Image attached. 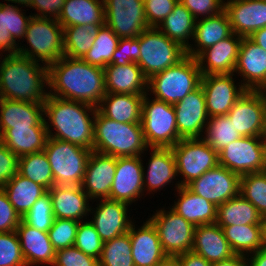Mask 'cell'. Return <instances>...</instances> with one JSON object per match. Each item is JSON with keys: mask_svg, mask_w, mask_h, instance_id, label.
Returning <instances> with one entry per match:
<instances>
[{"mask_svg": "<svg viewBox=\"0 0 266 266\" xmlns=\"http://www.w3.org/2000/svg\"><path fill=\"white\" fill-rule=\"evenodd\" d=\"M240 180V175L218 164L186 187L218 207L240 194Z\"/></svg>", "mask_w": 266, "mask_h": 266, "instance_id": "15", "label": "cell"}, {"mask_svg": "<svg viewBox=\"0 0 266 266\" xmlns=\"http://www.w3.org/2000/svg\"><path fill=\"white\" fill-rule=\"evenodd\" d=\"M48 138L46 126L7 129L0 141L17 157L44 150Z\"/></svg>", "mask_w": 266, "mask_h": 266, "instance_id": "35", "label": "cell"}, {"mask_svg": "<svg viewBox=\"0 0 266 266\" xmlns=\"http://www.w3.org/2000/svg\"><path fill=\"white\" fill-rule=\"evenodd\" d=\"M243 76L246 90L261 91L266 86V51L249 37H242L234 73Z\"/></svg>", "mask_w": 266, "mask_h": 266, "instance_id": "21", "label": "cell"}, {"mask_svg": "<svg viewBox=\"0 0 266 266\" xmlns=\"http://www.w3.org/2000/svg\"><path fill=\"white\" fill-rule=\"evenodd\" d=\"M177 256L180 259L181 266H212V263L193 251H188Z\"/></svg>", "mask_w": 266, "mask_h": 266, "instance_id": "59", "label": "cell"}, {"mask_svg": "<svg viewBox=\"0 0 266 266\" xmlns=\"http://www.w3.org/2000/svg\"><path fill=\"white\" fill-rule=\"evenodd\" d=\"M240 195L266 217V170L241 176Z\"/></svg>", "mask_w": 266, "mask_h": 266, "instance_id": "45", "label": "cell"}, {"mask_svg": "<svg viewBox=\"0 0 266 266\" xmlns=\"http://www.w3.org/2000/svg\"><path fill=\"white\" fill-rule=\"evenodd\" d=\"M219 165L242 176L266 170V137H241L218 153Z\"/></svg>", "mask_w": 266, "mask_h": 266, "instance_id": "11", "label": "cell"}, {"mask_svg": "<svg viewBox=\"0 0 266 266\" xmlns=\"http://www.w3.org/2000/svg\"><path fill=\"white\" fill-rule=\"evenodd\" d=\"M116 172V157L91 151L81 188L92 199H109Z\"/></svg>", "mask_w": 266, "mask_h": 266, "instance_id": "19", "label": "cell"}, {"mask_svg": "<svg viewBox=\"0 0 266 266\" xmlns=\"http://www.w3.org/2000/svg\"><path fill=\"white\" fill-rule=\"evenodd\" d=\"M24 38L27 39L31 50L19 46L17 54L21 56L45 62L46 66L64 56L63 27L57 19L32 16Z\"/></svg>", "mask_w": 266, "mask_h": 266, "instance_id": "6", "label": "cell"}, {"mask_svg": "<svg viewBox=\"0 0 266 266\" xmlns=\"http://www.w3.org/2000/svg\"><path fill=\"white\" fill-rule=\"evenodd\" d=\"M140 57L139 36L137 38H120L118 46L113 53L112 65H126L137 63Z\"/></svg>", "mask_w": 266, "mask_h": 266, "instance_id": "53", "label": "cell"}, {"mask_svg": "<svg viewBox=\"0 0 266 266\" xmlns=\"http://www.w3.org/2000/svg\"><path fill=\"white\" fill-rule=\"evenodd\" d=\"M66 0H31L30 8L37 9L39 14L32 15L38 18H53L58 19ZM52 16H48V15Z\"/></svg>", "mask_w": 266, "mask_h": 266, "instance_id": "57", "label": "cell"}, {"mask_svg": "<svg viewBox=\"0 0 266 266\" xmlns=\"http://www.w3.org/2000/svg\"><path fill=\"white\" fill-rule=\"evenodd\" d=\"M53 266H99V261L72 246L56 251Z\"/></svg>", "mask_w": 266, "mask_h": 266, "instance_id": "51", "label": "cell"}, {"mask_svg": "<svg viewBox=\"0 0 266 266\" xmlns=\"http://www.w3.org/2000/svg\"><path fill=\"white\" fill-rule=\"evenodd\" d=\"M129 204L110 199H101L94 210V217L89 221L103 242L125 234L129 231L131 220H128L127 209Z\"/></svg>", "mask_w": 266, "mask_h": 266, "instance_id": "23", "label": "cell"}, {"mask_svg": "<svg viewBox=\"0 0 266 266\" xmlns=\"http://www.w3.org/2000/svg\"><path fill=\"white\" fill-rule=\"evenodd\" d=\"M131 224L128 231L134 266H157L167 254L159 240L158 232L148 219L141 228L135 230Z\"/></svg>", "mask_w": 266, "mask_h": 266, "instance_id": "24", "label": "cell"}, {"mask_svg": "<svg viewBox=\"0 0 266 266\" xmlns=\"http://www.w3.org/2000/svg\"><path fill=\"white\" fill-rule=\"evenodd\" d=\"M192 251L215 263L234 256L223 229L216 223L196 226Z\"/></svg>", "mask_w": 266, "mask_h": 266, "instance_id": "29", "label": "cell"}, {"mask_svg": "<svg viewBox=\"0 0 266 266\" xmlns=\"http://www.w3.org/2000/svg\"><path fill=\"white\" fill-rule=\"evenodd\" d=\"M247 260L248 258L245 255L235 254L229 259L212 263V266H250V262Z\"/></svg>", "mask_w": 266, "mask_h": 266, "instance_id": "60", "label": "cell"}, {"mask_svg": "<svg viewBox=\"0 0 266 266\" xmlns=\"http://www.w3.org/2000/svg\"><path fill=\"white\" fill-rule=\"evenodd\" d=\"M201 77L197 59L186 56L175 66L153 75L148 89L155 99L174 105L200 86Z\"/></svg>", "mask_w": 266, "mask_h": 266, "instance_id": "5", "label": "cell"}, {"mask_svg": "<svg viewBox=\"0 0 266 266\" xmlns=\"http://www.w3.org/2000/svg\"><path fill=\"white\" fill-rule=\"evenodd\" d=\"M57 20L63 28L88 24L104 25V0H66Z\"/></svg>", "mask_w": 266, "mask_h": 266, "instance_id": "33", "label": "cell"}, {"mask_svg": "<svg viewBox=\"0 0 266 266\" xmlns=\"http://www.w3.org/2000/svg\"><path fill=\"white\" fill-rule=\"evenodd\" d=\"M106 93L145 95L149 79L135 62L104 68ZM146 87V88H145Z\"/></svg>", "mask_w": 266, "mask_h": 266, "instance_id": "26", "label": "cell"}, {"mask_svg": "<svg viewBox=\"0 0 266 266\" xmlns=\"http://www.w3.org/2000/svg\"><path fill=\"white\" fill-rule=\"evenodd\" d=\"M179 136L182 139L201 138L209 116L201 85L174 105ZM201 136V137H200Z\"/></svg>", "mask_w": 266, "mask_h": 266, "instance_id": "18", "label": "cell"}, {"mask_svg": "<svg viewBox=\"0 0 266 266\" xmlns=\"http://www.w3.org/2000/svg\"><path fill=\"white\" fill-rule=\"evenodd\" d=\"M231 30L241 37H250L266 27V0H227L224 2Z\"/></svg>", "mask_w": 266, "mask_h": 266, "instance_id": "20", "label": "cell"}, {"mask_svg": "<svg viewBox=\"0 0 266 266\" xmlns=\"http://www.w3.org/2000/svg\"><path fill=\"white\" fill-rule=\"evenodd\" d=\"M241 40V36L232 33L229 37L203 50L196 57L202 76L233 74ZM205 62L207 65H204Z\"/></svg>", "mask_w": 266, "mask_h": 266, "instance_id": "22", "label": "cell"}, {"mask_svg": "<svg viewBox=\"0 0 266 266\" xmlns=\"http://www.w3.org/2000/svg\"><path fill=\"white\" fill-rule=\"evenodd\" d=\"M177 191L179 192L180 198L170 209L192 223L195 227L216 223V205L194 194L186 186L179 187Z\"/></svg>", "mask_w": 266, "mask_h": 266, "instance_id": "32", "label": "cell"}, {"mask_svg": "<svg viewBox=\"0 0 266 266\" xmlns=\"http://www.w3.org/2000/svg\"><path fill=\"white\" fill-rule=\"evenodd\" d=\"M2 188L21 218H23L31 209L32 205L47 192L43 186L34 183L19 173L10 179Z\"/></svg>", "mask_w": 266, "mask_h": 266, "instance_id": "37", "label": "cell"}, {"mask_svg": "<svg viewBox=\"0 0 266 266\" xmlns=\"http://www.w3.org/2000/svg\"><path fill=\"white\" fill-rule=\"evenodd\" d=\"M227 116L242 137H266V101L261 91L247 90Z\"/></svg>", "mask_w": 266, "mask_h": 266, "instance_id": "13", "label": "cell"}, {"mask_svg": "<svg viewBox=\"0 0 266 266\" xmlns=\"http://www.w3.org/2000/svg\"><path fill=\"white\" fill-rule=\"evenodd\" d=\"M263 246L266 249V217L262 218Z\"/></svg>", "mask_w": 266, "mask_h": 266, "instance_id": "64", "label": "cell"}, {"mask_svg": "<svg viewBox=\"0 0 266 266\" xmlns=\"http://www.w3.org/2000/svg\"><path fill=\"white\" fill-rule=\"evenodd\" d=\"M18 173V157L0 141V187Z\"/></svg>", "mask_w": 266, "mask_h": 266, "instance_id": "56", "label": "cell"}, {"mask_svg": "<svg viewBox=\"0 0 266 266\" xmlns=\"http://www.w3.org/2000/svg\"><path fill=\"white\" fill-rule=\"evenodd\" d=\"M197 20L199 15H204V18L218 15L224 11L223 0H179ZM208 15V16H207Z\"/></svg>", "mask_w": 266, "mask_h": 266, "instance_id": "55", "label": "cell"}, {"mask_svg": "<svg viewBox=\"0 0 266 266\" xmlns=\"http://www.w3.org/2000/svg\"><path fill=\"white\" fill-rule=\"evenodd\" d=\"M167 255L177 256L192 251L195 226L172 209H161L149 218Z\"/></svg>", "mask_w": 266, "mask_h": 266, "instance_id": "12", "label": "cell"}, {"mask_svg": "<svg viewBox=\"0 0 266 266\" xmlns=\"http://www.w3.org/2000/svg\"><path fill=\"white\" fill-rule=\"evenodd\" d=\"M157 266H181L178 256L167 255Z\"/></svg>", "mask_w": 266, "mask_h": 266, "instance_id": "63", "label": "cell"}, {"mask_svg": "<svg viewBox=\"0 0 266 266\" xmlns=\"http://www.w3.org/2000/svg\"><path fill=\"white\" fill-rule=\"evenodd\" d=\"M54 219L52 200L48 191L32 205L22 218L27 225L47 233L53 225Z\"/></svg>", "mask_w": 266, "mask_h": 266, "instance_id": "46", "label": "cell"}, {"mask_svg": "<svg viewBox=\"0 0 266 266\" xmlns=\"http://www.w3.org/2000/svg\"><path fill=\"white\" fill-rule=\"evenodd\" d=\"M0 266H27L16 231L0 233Z\"/></svg>", "mask_w": 266, "mask_h": 266, "instance_id": "49", "label": "cell"}, {"mask_svg": "<svg viewBox=\"0 0 266 266\" xmlns=\"http://www.w3.org/2000/svg\"><path fill=\"white\" fill-rule=\"evenodd\" d=\"M208 120L205 128L206 136L202 139L218 153L242 137L227 115L213 116Z\"/></svg>", "mask_w": 266, "mask_h": 266, "instance_id": "43", "label": "cell"}, {"mask_svg": "<svg viewBox=\"0 0 266 266\" xmlns=\"http://www.w3.org/2000/svg\"><path fill=\"white\" fill-rule=\"evenodd\" d=\"M79 221L55 218L48 231L54 249L60 250L72 247L76 240V231Z\"/></svg>", "mask_w": 266, "mask_h": 266, "instance_id": "48", "label": "cell"}, {"mask_svg": "<svg viewBox=\"0 0 266 266\" xmlns=\"http://www.w3.org/2000/svg\"><path fill=\"white\" fill-rule=\"evenodd\" d=\"M49 95L98 107L106 95L104 69L81 58L61 57L48 66Z\"/></svg>", "mask_w": 266, "mask_h": 266, "instance_id": "1", "label": "cell"}, {"mask_svg": "<svg viewBox=\"0 0 266 266\" xmlns=\"http://www.w3.org/2000/svg\"><path fill=\"white\" fill-rule=\"evenodd\" d=\"M21 252L27 266L50 264L55 260L56 250L51 244L49 234L27 225L23 220L17 226Z\"/></svg>", "mask_w": 266, "mask_h": 266, "instance_id": "28", "label": "cell"}, {"mask_svg": "<svg viewBox=\"0 0 266 266\" xmlns=\"http://www.w3.org/2000/svg\"><path fill=\"white\" fill-rule=\"evenodd\" d=\"M18 44L3 24L2 3H0V50L8 51L9 55H16ZM5 49V50H4Z\"/></svg>", "mask_w": 266, "mask_h": 266, "instance_id": "58", "label": "cell"}, {"mask_svg": "<svg viewBox=\"0 0 266 266\" xmlns=\"http://www.w3.org/2000/svg\"><path fill=\"white\" fill-rule=\"evenodd\" d=\"M139 46L137 64L148 79L175 66L187 56L185 48L169 39L157 27H149L139 35Z\"/></svg>", "mask_w": 266, "mask_h": 266, "instance_id": "8", "label": "cell"}, {"mask_svg": "<svg viewBox=\"0 0 266 266\" xmlns=\"http://www.w3.org/2000/svg\"><path fill=\"white\" fill-rule=\"evenodd\" d=\"M148 149L141 123H119L98 110L94 121L93 151L114 157L141 156Z\"/></svg>", "mask_w": 266, "mask_h": 266, "instance_id": "4", "label": "cell"}, {"mask_svg": "<svg viewBox=\"0 0 266 266\" xmlns=\"http://www.w3.org/2000/svg\"><path fill=\"white\" fill-rule=\"evenodd\" d=\"M0 61V98L44 103L49 95L48 66L35 60L16 55H6ZM47 84V85H45Z\"/></svg>", "mask_w": 266, "mask_h": 266, "instance_id": "3", "label": "cell"}, {"mask_svg": "<svg viewBox=\"0 0 266 266\" xmlns=\"http://www.w3.org/2000/svg\"><path fill=\"white\" fill-rule=\"evenodd\" d=\"M43 103L0 98V136L11 128L46 126Z\"/></svg>", "mask_w": 266, "mask_h": 266, "instance_id": "25", "label": "cell"}, {"mask_svg": "<svg viewBox=\"0 0 266 266\" xmlns=\"http://www.w3.org/2000/svg\"><path fill=\"white\" fill-rule=\"evenodd\" d=\"M120 38L107 25L101 26L94 39L93 46L82 58L86 63L105 68L111 64L112 56Z\"/></svg>", "mask_w": 266, "mask_h": 266, "instance_id": "42", "label": "cell"}, {"mask_svg": "<svg viewBox=\"0 0 266 266\" xmlns=\"http://www.w3.org/2000/svg\"><path fill=\"white\" fill-rule=\"evenodd\" d=\"M152 149L148 163V173L147 175L143 173L144 189L147 186V190L150 192L165 187L176 176H179L171 148L153 147Z\"/></svg>", "mask_w": 266, "mask_h": 266, "instance_id": "34", "label": "cell"}, {"mask_svg": "<svg viewBox=\"0 0 266 266\" xmlns=\"http://www.w3.org/2000/svg\"><path fill=\"white\" fill-rule=\"evenodd\" d=\"M5 1H11L12 3H18V4H21V5H26V6H29L30 7V4H31V0H5Z\"/></svg>", "mask_w": 266, "mask_h": 266, "instance_id": "65", "label": "cell"}, {"mask_svg": "<svg viewBox=\"0 0 266 266\" xmlns=\"http://www.w3.org/2000/svg\"><path fill=\"white\" fill-rule=\"evenodd\" d=\"M103 25H78L63 28L64 55L70 58H83L93 46L98 30Z\"/></svg>", "mask_w": 266, "mask_h": 266, "instance_id": "41", "label": "cell"}, {"mask_svg": "<svg viewBox=\"0 0 266 266\" xmlns=\"http://www.w3.org/2000/svg\"><path fill=\"white\" fill-rule=\"evenodd\" d=\"M44 152L52 169L54 185L81 186L91 150L48 137Z\"/></svg>", "mask_w": 266, "mask_h": 266, "instance_id": "7", "label": "cell"}, {"mask_svg": "<svg viewBox=\"0 0 266 266\" xmlns=\"http://www.w3.org/2000/svg\"><path fill=\"white\" fill-rule=\"evenodd\" d=\"M144 11L149 27L159 24L173 11L179 0H143Z\"/></svg>", "mask_w": 266, "mask_h": 266, "instance_id": "52", "label": "cell"}, {"mask_svg": "<svg viewBox=\"0 0 266 266\" xmlns=\"http://www.w3.org/2000/svg\"><path fill=\"white\" fill-rule=\"evenodd\" d=\"M22 218L16 212L2 187H0V233L16 231Z\"/></svg>", "mask_w": 266, "mask_h": 266, "instance_id": "54", "label": "cell"}, {"mask_svg": "<svg viewBox=\"0 0 266 266\" xmlns=\"http://www.w3.org/2000/svg\"><path fill=\"white\" fill-rule=\"evenodd\" d=\"M262 218L257 209L239 194L217 207L216 224L220 227L262 225Z\"/></svg>", "mask_w": 266, "mask_h": 266, "instance_id": "36", "label": "cell"}, {"mask_svg": "<svg viewBox=\"0 0 266 266\" xmlns=\"http://www.w3.org/2000/svg\"><path fill=\"white\" fill-rule=\"evenodd\" d=\"M193 41L197 43L196 48L189 46L186 50L187 56L196 58L203 50L217 44L219 41L229 37L231 30L228 15L222 11L218 15L196 20Z\"/></svg>", "mask_w": 266, "mask_h": 266, "instance_id": "31", "label": "cell"}, {"mask_svg": "<svg viewBox=\"0 0 266 266\" xmlns=\"http://www.w3.org/2000/svg\"><path fill=\"white\" fill-rule=\"evenodd\" d=\"M43 105L44 116L46 115L52 124L49 126L48 122H45L48 137L93 150L96 107L51 95H48ZM88 111L92 113L90 115H93V119ZM52 126L56 130L54 135L49 128Z\"/></svg>", "mask_w": 266, "mask_h": 266, "instance_id": "2", "label": "cell"}, {"mask_svg": "<svg viewBox=\"0 0 266 266\" xmlns=\"http://www.w3.org/2000/svg\"><path fill=\"white\" fill-rule=\"evenodd\" d=\"M249 38L266 51V27L258 29Z\"/></svg>", "mask_w": 266, "mask_h": 266, "instance_id": "62", "label": "cell"}, {"mask_svg": "<svg viewBox=\"0 0 266 266\" xmlns=\"http://www.w3.org/2000/svg\"><path fill=\"white\" fill-rule=\"evenodd\" d=\"M264 98H265V101H266V86L261 90Z\"/></svg>", "mask_w": 266, "mask_h": 266, "instance_id": "66", "label": "cell"}, {"mask_svg": "<svg viewBox=\"0 0 266 266\" xmlns=\"http://www.w3.org/2000/svg\"><path fill=\"white\" fill-rule=\"evenodd\" d=\"M3 24L7 31L10 32L13 39L16 41L18 38L24 39L28 22L31 19L30 16L24 15L16 5L3 4L2 3Z\"/></svg>", "mask_w": 266, "mask_h": 266, "instance_id": "50", "label": "cell"}, {"mask_svg": "<svg viewBox=\"0 0 266 266\" xmlns=\"http://www.w3.org/2000/svg\"><path fill=\"white\" fill-rule=\"evenodd\" d=\"M195 25L196 19L192 16L191 12L178 1L173 11L157 28L169 39L179 43L187 50L190 46L187 39L191 37V39H193Z\"/></svg>", "mask_w": 266, "mask_h": 266, "instance_id": "38", "label": "cell"}, {"mask_svg": "<svg viewBox=\"0 0 266 266\" xmlns=\"http://www.w3.org/2000/svg\"><path fill=\"white\" fill-rule=\"evenodd\" d=\"M18 173L47 191L54 186L52 169L44 150L18 157Z\"/></svg>", "mask_w": 266, "mask_h": 266, "instance_id": "40", "label": "cell"}, {"mask_svg": "<svg viewBox=\"0 0 266 266\" xmlns=\"http://www.w3.org/2000/svg\"><path fill=\"white\" fill-rule=\"evenodd\" d=\"M99 266H134L129 233L103 242Z\"/></svg>", "mask_w": 266, "mask_h": 266, "instance_id": "44", "label": "cell"}, {"mask_svg": "<svg viewBox=\"0 0 266 266\" xmlns=\"http://www.w3.org/2000/svg\"><path fill=\"white\" fill-rule=\"evenodd\" d=\"M141 156L116 157V172L109 199L131 204L144 191ZM141 194V195H140Z\"/></svg>", "mask_w": 266, "mask_h": 266, "instance_id": "17", "label": "cell"}, {"mask_svg": "<svg viewBox=\"0 0 266 266\" xmlns=\"http://www.w3.org/2000/svg\"><path fill=\"white\" fill-rule=\"evenodd\" d=\"M105 25L119 38H137L149 28L143 0H104Z\"/></svg>", "mask_w": 266, "mask_h": 266, "instance_id": "14", "label": "cell"}, {"mask_svg": "<svg viewBox=\"0 0 266 266\" xmlns=\"http://www.w3.org/2000/svg\"><path fill=\"white\" fill-rule=\"evenodd\" d=\"M232 251L248 255L263 249L262 225H232L221 227Z\"/></svg>", "mask_w": 266, "mask_h": 266, "instance_id": "39", "label": "cell"}, {"mask_svg": "<svg viewBox=\"0 0 266 266\" xmlns=\"http://www.w3.org/2000/svg\"><path fill=\"white\" fill-rule=\"evenodd\" d=\"M171 150L175 157L177 174L185 178L176 184V189L187 186L219 164L218 152L202 138L181 139Z\"/></svg>", "mask_w": 266, "mask_h": 266, "instance_id": "10", "label": "cell"}, {"mask_svg": "<svg viewBox=\"0 0 266 266\" xmlns=\"http://www.w3.org/2000/svg\"><path fill=\"white\" fill-rule=\"evenodd\" d=\"M234 74H212L201 77L206 111L210 117L227 115L235 102L247 91L234 83Z\"/></svg>", "mask_w": 266, "mask_h": 266, "instance_id": "16", "label": "cell"}, {"mask_svg": "<svg viewBox=\"0 0 266 266\" xmlns=\"http://www.w3.org/2000/svg\"><path fill=\"white\" fill-rule=\"evenodd\" d=\"M144 95L106 93L97 110L119 123H141Z\"/></svg>", "mask_w": 266, "mask_h": 266, "instance_id": "30", "label": "cell"}, {"mask_svg": "<svg viewBox=\"0 0 266 266\" xmlns=\"http://www.w3.org/2000/svg\"><path fill=\"white\" fill-rule=\"evenodd\" d=\"M74 246L87 255L100 258L103 241L89 221L79 222Z\"/></svg>", "mask_w": 266, "mask_h": 266, "instance_id": "47", "label": "cell"}, {"mask_svg": "<svg viewBox=\"0 0 266 266\" xmlns=\"http://www.w3.org/2000/svg\"><path fill=\"white\" fill-rule=\"evenodd\" d=\"M250 266H266V249H260L249 258Z\"/></svg>", "mask_w": 266, "mask_h": 266, "instance_id": "61", "label": "cell"}, {"mask_svg": "<svg viewBox=\"0 0 266 266\" xmlns=\"http://www.w3.org/2000/svg\"><path fill=\"white\" fill-rule=\"evenodd\" d=\"M141 125L148 147L171 148L182 138L179 136L174 106L164 101H149L147 93L142 101Z\"/></svg>", "mask_w": 266, "mask_h": 266, "instance_id": "9", "label": "cell"}, {"mask_svg": "<svg viewBox=\"0 0 266 266\" xmlns=\"http://www.w3.org/2000/svg\"><path fill=\"white\" fill-rule=\"evenodd\" d=\"M48 192L55 218L81 222L80 219H83L89 211H93L88 203L90 198L81 186L54 185Z\"/></svg>", "mask_w": 266, "mask_h": 266, "instance_id": "27", "label": "cell"}]
</instances>
